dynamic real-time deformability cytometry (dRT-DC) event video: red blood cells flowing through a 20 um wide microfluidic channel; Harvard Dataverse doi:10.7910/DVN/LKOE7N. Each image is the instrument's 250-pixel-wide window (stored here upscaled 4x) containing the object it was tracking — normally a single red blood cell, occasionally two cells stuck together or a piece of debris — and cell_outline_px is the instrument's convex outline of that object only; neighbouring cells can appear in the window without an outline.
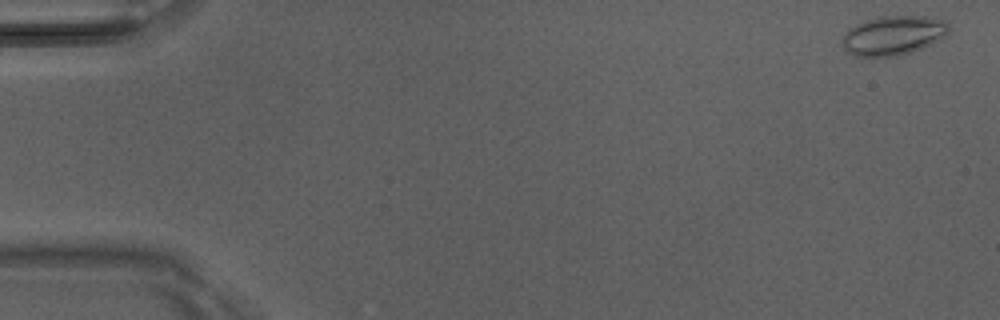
{"species": "Egyptian fruit bat (a non-hibernating species)", "species_latin": "Rousettus aegyptiacus", "temperature_condition": "room temperature", "stored_images_in_passage": 5, "camera_frame_rate_fps": 3000, "um_per_image_px": 0.085, "animal": {"sex": "male"}, "frame": {"image": 1, "passage_image": 1, "time_ms": 0.0, "image_size_px": [1000, 320], "cell_outline_px": [[948, 32], [940, 40], [912, 52], [896, 56], [852, 56], [844, 48], [844, 32], [848, 28], [864, 20], [880, 16], [928, 16], [944, 20], [948, 24]], "centroid_in_image_um": [75.93, 3.0], "position_along_channel_um": 9.1, "area_um2": 24.45}}